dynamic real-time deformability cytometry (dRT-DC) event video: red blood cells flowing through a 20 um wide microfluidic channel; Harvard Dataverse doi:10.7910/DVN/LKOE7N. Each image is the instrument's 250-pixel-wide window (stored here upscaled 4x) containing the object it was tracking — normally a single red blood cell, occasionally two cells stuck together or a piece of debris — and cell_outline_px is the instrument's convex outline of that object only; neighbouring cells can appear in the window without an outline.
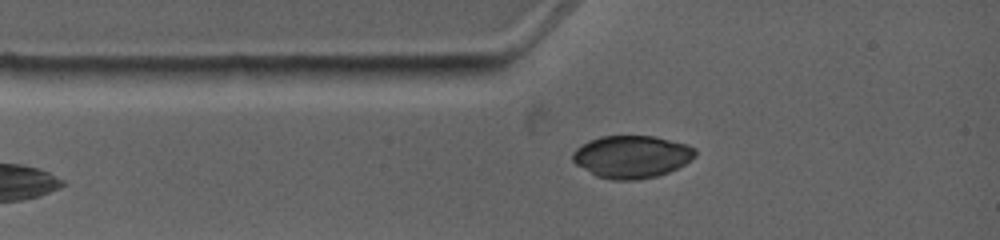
{"species": "common noctule bat (a hibernating species)", "species_latin": "Nyctalus noctula", "temperature_condition": "warm", "stored_images_in_passage": 4, "camera_frame_rate_fps": 4500, "um_per_image_px": 0.085, "animal": {"sex": "female", "body_mass_g": 19.0, "forearm_length_mm": 53.3}, "frame": {"image": 1, "passage_image": 2, "time_ms": 0.889, "image_size_px": [1000, 240], "cell_outline_px": [[696, 156], [692, 160], [668, 172], [656, 176], [636, 180], [612, 180], [596, 176], [576, 164], [572, 160], [572, 152], [576, 148], [588, 140], [600, 136], [656, 136], [688, 144], [696, 148]], "centroid_in_image_um": [53.7, 13.31], "position_along_channel_um": 31.3, "area_um2": 30.58}}